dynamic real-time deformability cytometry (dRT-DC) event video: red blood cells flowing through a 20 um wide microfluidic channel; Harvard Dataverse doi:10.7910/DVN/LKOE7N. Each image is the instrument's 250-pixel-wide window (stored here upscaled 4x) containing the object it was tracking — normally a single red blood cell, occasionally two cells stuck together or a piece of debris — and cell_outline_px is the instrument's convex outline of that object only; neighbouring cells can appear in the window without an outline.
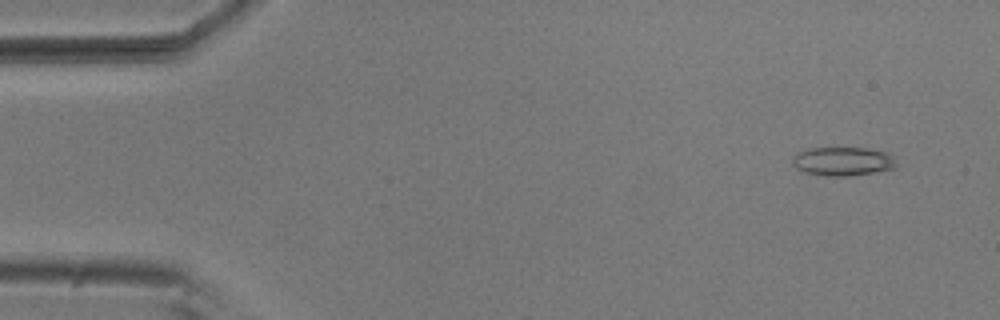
{"species": "common noctule bat (a hibernating species)", "species_latin": "Nyctalus noctula", "temperature_condition": "room temperature", "stored_images_in_passage": 4, "camera_frame_rate_fps": 3000, "um_per_image_px": 0.085, "animal": {"sex": "male", "body_mass_g": 20.5, "forearm_length_mm": 52.5}, "frame": {"image": 1, "passage_image": 1, "time_ms": 0.0, "image_size_px": [1000, 320], "cell_outline_px": [[896, 168], [848, 176], [828, 176], [804, 172], [796, 168], [792, 164], [792, 156], [808, 148], [864, 148], [888, 152], [892, 156], [896, 164]], "centroid_in_image_um": [71.62, 13.71], "position_along_channel_um": 13.4, "area_um2": 17.34}}
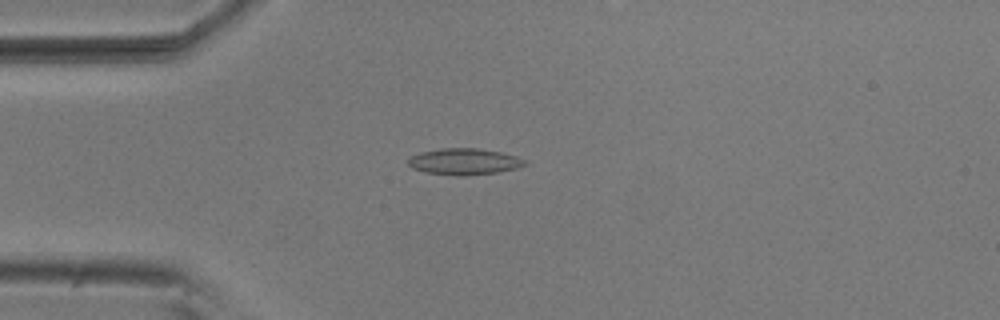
{"frame": {"image": 2, "passage_image": 4, "time_ms": 1.0, "image_size_px": [1000, 320], "cell_outline_px": [[528, 164], [516, 168], [496, 172], [464, 176], [456, 176], [424, 172], [412, 168], [408, 164], [408, 160], [412, 156], [420, 152], [440, 148], [476, 148], [500, 152], [516, 156], [524, 160]], "centroid_in_image_um": [39.43, 13.74], "position_along_channel_um": 45.6, "area_um2": 17.86}}